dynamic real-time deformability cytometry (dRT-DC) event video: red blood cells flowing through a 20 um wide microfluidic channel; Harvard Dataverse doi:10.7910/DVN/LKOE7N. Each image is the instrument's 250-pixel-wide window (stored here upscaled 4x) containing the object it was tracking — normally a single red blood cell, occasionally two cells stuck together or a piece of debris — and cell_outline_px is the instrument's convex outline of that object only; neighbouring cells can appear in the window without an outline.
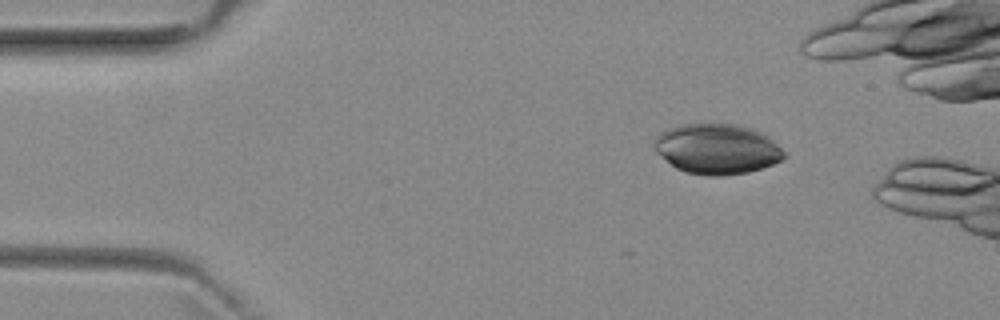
{"species": "common noctule bat (a hibernating species)", "species_latin": "Nyctalus noctula", "temperature_condition": "room temperature", "stored_images_in_passage": 12, "camera_frame_rate_fps": 3000, "um_per_image_px": 0.085, "animal": {"sex": "female", "body_mass_g": 29.2, "forearm_length_mm": 56.3}, "frame": {"image": 1, "passage_image": 6, "time_ms": 1.667, "image_size_px": [1000, 320], "cell_outline_px": [[788, 156], [772, 164], [748, 172], [720, 176], [708, 176], [684, 172], [676, 168], [656, 152], [652, 144], [656, 136], [668, 128], [684, 124], [732, 124], [752, 128], [764, 132]], "centroid_in_image_um": [60.93, 12.66], "position_along_channel_um": 24.1, "area_um2": 37.97}}